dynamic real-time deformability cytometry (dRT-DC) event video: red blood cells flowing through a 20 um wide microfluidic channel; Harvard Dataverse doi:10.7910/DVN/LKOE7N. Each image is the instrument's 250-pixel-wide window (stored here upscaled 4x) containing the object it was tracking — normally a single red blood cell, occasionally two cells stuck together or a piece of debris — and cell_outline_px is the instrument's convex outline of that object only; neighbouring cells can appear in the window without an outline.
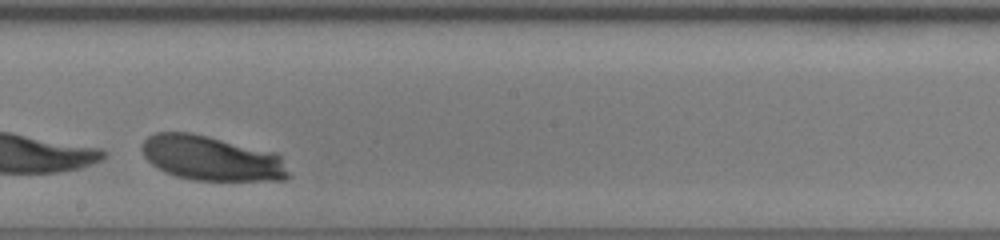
{"species": "human", "species_latin": "Homo sapiens", "temperature_condition": "room temperature", "stored_images_in_passage": 26, "camera_frame_rate_fps": 3000, "um_per_image_px": 0.085, "donor": {"sex": "female"}, "frame": {"image": 1, "passage_image": 15, "time_ms": 4.667, "image_size_px": [1000, 240], "cell_outline_px": [[288, 180], [192, 180], [176, 176], [164, 172], [156, 168], [144, 156], [140, 148], [144, 140], [148, 136], [156, 132], [188, 132], [276, 152], [280, 156], [288, 172]], "centroid_in_image_um": [17.94, 13.45], "position_along_channel_um": 230.3, "area_um2": 38.15}}
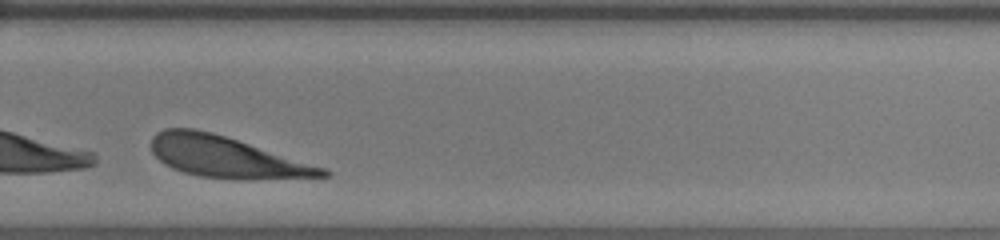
{"frame": {"image": 2, "passage_image": 21, "time_ms": 6.667, "image_size_px": [1000, 240], "cell_outline_px": [[332, 172], [328, 176], [252, 180], [244, 180], [200, 176], [184, 172], [172, 168], [164, 164], [152, 152], [152, 136], [156, 132], [164, 128], [196, 128], [212, 132], [324, 168]], "centroid_in_image_um": [19.19, 13.35], "position_along_channel_um": 310.6, "area_um2": 40.69}}
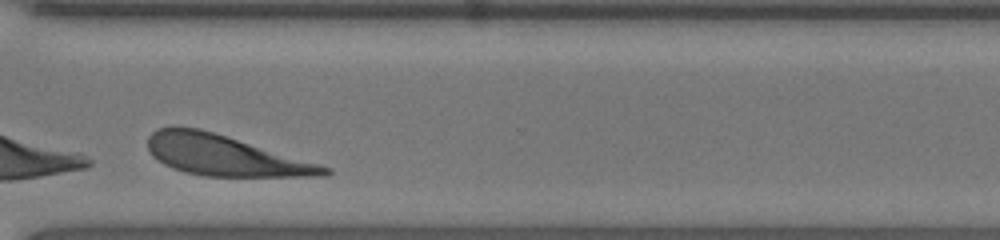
{"frame": {"image": 3, "passage_image": 24, "time_ms": 7.667, "image_size_px": [1000, 240], "cell_outline_px": [[332, 172], [324, 176], [204, 176], [184, 172], [172, 168], [164, 164], [152, 156], [148, 148], [148, 136], [156, 128], [200, 128], [320, 164], [332, 168]], "centroid_in_image_um": [19.09, 13.22], "position_along_channel_um": 351.5, "area_um2": 41.1}}